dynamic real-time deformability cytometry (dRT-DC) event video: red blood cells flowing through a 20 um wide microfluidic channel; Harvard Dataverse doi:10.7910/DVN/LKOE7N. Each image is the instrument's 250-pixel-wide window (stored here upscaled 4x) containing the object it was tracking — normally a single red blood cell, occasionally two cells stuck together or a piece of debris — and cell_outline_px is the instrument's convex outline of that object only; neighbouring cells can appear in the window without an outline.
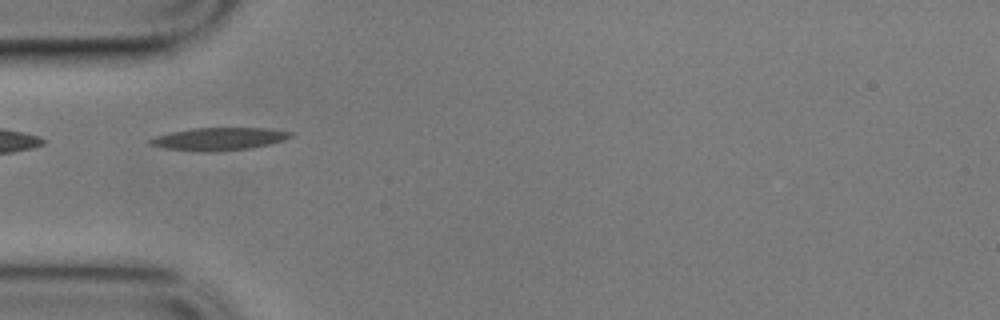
{"species": "common noctule bat (a hibernating species)", "species_latin": "Nyctalus noctula", "temperature_condition": "cold", "stored_images_in_passage": 2, "camera_frame_rate_fps": 3000, "um_per_image_px": 0.085, "animal": {"sex": "male", "body_mass_g": 17.9}, "frame": {"image": 1, "passage_image": 1, "time_ms": 0.0, "image_size_px": [1000, 320], "cell_outline_px": [[292, 136], [284, 140], [252, 148], [216, 152], [204, 152], [164, 148], [148, 144], [148, 140], [156, 136], [168, 132], [192, 128], [268, 128], [292, 132]], "centroid_in_image_um": [18.58, 11.81], "position_along_channel_um": 66.4, "area_um2": 18.73}}